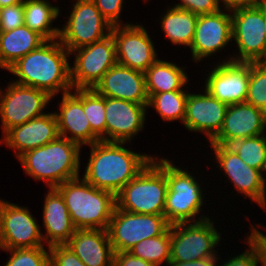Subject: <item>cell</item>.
<instances>
[{
	"mask_svg": "<svg viewBox=\"0 0 266 266\" xmlns=\"http://www.w3.org/2000/svg\"><path fill=\"white\" fill-rule=\"evenodd\" d=\"M221 257H209L187 262H170L169 266H217Z\"/></svg>",
	"mask_w": 266,
	"mask_h": 266,
	"instance_id": "obj_43",
	"label": "cell"
},
{
	"mask_svg": "<svg viewBox=\"0 0 266 266\" xmlns=\"http://www.w3.org/2000/svg\"><path fill=\"white\" fill-rule=\"evenodd\" d=\"M207 70L201 87L227 105L245 102L250 78V62H219Z\"/></svg>",
	"mask_w": 266,
	"mask_h": 266,
	"instance_id": "obj_16",
	"label": "cell"
},
{
	"mask_svg": "<svg viewBox=\"0 0 266 266\" xmlns=\"http://www.w3.org/2000/svg\"><path fill=\"white\" fill-rule=\"evenodd\" d=\"M60 9L49 0H25L24 24L46 41L58 39L60 28L53 27L52 22L60 17Z\"/></svg>",
	"mask_w": 266,
	"mask_h": 266,
	"instance_id": "obj_28",
	"label": "cell"
},
{
	"mask_svg": "<svg viewBox=\"0 0 266 266\" xmlns=\"http://www.w3.org/2000/svg\"><path fill=\"white\" fill-rule=\"evenodd\" d=\"M245 102L266 113V61L250 62V78Z\"/></svg>",
	"mask_w": 266,
	"mask_h": 266,
	"instance_id": "obj_34",
	"label": "cell"
},
{
	"mask_svg": "<svg viewBox=\"0 0 266 266\" xmlns=\"http://www.w3.org/2000/svg\"><path fill=\"white\" fill-rule=\"evenodd\" d=\"M83 109L90 122L91 131L100 141H105V97L93 88L83 89Z\"/></svg>",
	"mask_w": 266,
	"mask_h": 266,
	"instance_id": "obj_33",
	"label": "cell"
},
{
	"mask_svg": "<svg viewBox=\"0 0 266 266\" xmlns=\"http://www.w3.org/2000/svg\"><path fill=\"white\" fill-rule=\"evenodd\" d=\"M36 219L29 208L0 198V249L44 246Z\"/></svg>",
	"mask_w": 266,
	"mask_h": 266,
	"instance_id": "obj_14",
	"label": "cell"
},
{
	"mask_svg": "<svg viewBox=\"0 0 266 266\" xmlns=\"http://www.w3.org/2000/svg\"><path fill=\"white\" fill-rule=\"evenodd\" d=\"M249 166L262 170L266 153V133L239 139L228 145Z\"/></svg>",
	"mask_w": 266,
	"mask_h": 266,
	"instance_id": "obj_32",
	"label": "cell"
},
{
	"mask_svg": "<svg viewBox=\"0 0 266 266\" xmlns=\"http://www.w3.org/2000/svg\"><path fill=\"white\" fill-rule=\"evenodd\" d=\"M71 55H74V63H70L73 89L94 88L103 75L117 64L116 43L112 33L100 41L71 51Z\"/></svg>",
	"mask_w": 266,
	"mask_h": 266,
	"instance_id": "obj_10",
	"label": "cell"
},
{
	"mask_svg": "<svg viewBox=\"0 0 266 266\" xmlns=\"http://www.w3.org/2000/svg\"><path fill=\"white\" fill-rule=\"evenodd\" d=\"M170 226L164 215L135 214L115 207L107 232L115 253L129 252L135 244L164 234Z\"/></svg>",
	"mask_w": 266,
	"mask_h": 266,
	"instance_id": "obj_11",
	"label": "cell"
},
{
	"mask_svg": "<svg viewBox=\"0 0 266 266\" xmlns=\"http://www.w3.org/2000/svg\"><path fill=\"white\" fill-rule=\"evenodd\" d=\"M173 7L190 11L197 16L212 14L222 9L218 0H180Z\"/></svg>",
	"mask_w": 266,
	"mask_h": 266,
	"instance_id": "obj_40",
	"label": "cell"
},
{
	"mask_svg": "<svg viewBox=\"0 0 266 266\" xmlns=\"http://www.w3.org/2000/svg\"><path fill=\"white\" fill-rule=\"evenodd\" d=\"M46 40L25 24L0 32V68L7 71L20 58L39 48Z\"/></svg>",
	"mask_w": 266,
	"mask_h": 266,
	"instance_id": "obj_27",
	"label": "cell"
},
{
	"mask_svg": "<svg viewBox=\"0 0 266 266\" xmlns=\"http://www.w3.org/2000/svg\"><path fill=\"white\" fill-rule=\"evenodd\" d=\"M24 25V2L0 8V32Z\"/></svg>",
	"mask_w": 266,
	"mask_h": 266,
	"instance_id": "obj_37",
	"label": "cell"
},
{
	"mask_svg": "<svg viewBox=\"0 0 266 266\" xmlns=\"http://www.w3.org/2000/svg\"><path fill=\"white\" fill-rule=\"evenodd\" d=\"M232 42L231 10L221 9L212 14L199 15L195 35L189 49L192 60L200 63L222 52ZM222 50V51H221Z\"/></svg>",
	"mask_w": 266,
	"mask_h": 266,
	"instance_id": "obj_17",
	"label": "cell"
},
{
	"mask_svg": "<svg viewBox=\"0 0 266 266\" xmlns=\"http://www.w3.org/2000/svg\"><path fill=\"white\" fill-rule=\"evenodd\" d=\"M250 234H248L258 245V255L260 259V266H266V234L258 230L255 224L250 223Z\"/></svg>",
	"mask_w": 266,
	"mask_h": 266,
	"instance_id": "obj_42",
	"label": "cell"
},
{
	"mask_svg": "<svg viewBox=\"0 0 266 266\" xmlns=\"http://www.w3.org/2000/svg\"><path fill=\"white\" fill-rule=\"evenodd\" d=\"M161 19L162 31L167 39L175 46H185L190 48L194 35L195 25L198 16L194 13L179 9L170 5Z\"/></svg>",
	"mask_w": 266,
	"mask_h": 266,
	"instance_id": "obj_29",
	"label": "cell"
},
{
	"mask_svg": "<svg viewBox=\"0 0 266 266\" xmlns=\"http://www.w3.org/2000/svg\"><path fill=\"white\" fill-rule=\"evenodd\" d=\"M95 6L99 9L102 16L112 25H126L131 22H123L121 15L123 11V4L125 0H92ZM123 22V23H122Z\"/></svg>",
	"mask_w": 266,
	"mask_h": 266,
	"instance_id": "obj_38",
	"label": "cell"
},
{
	"mask_svg": "<svg viewBox=\"0 0 266 266\" xmlns=\"http://www.w3.org/2000/svg\"><path fill=\"white\" fill-rule=\"evenodd\" d=\"M128 142L98 141L88 145L89 159L82 177L94 187L115 196L153 159L126 148Z\"/></svg>",
	"mask_w": 266,
	"mask_h": 266,
	"instance_id": "obj_2",
	"label": "cell"
},
{
	"mask_svg": "<svg viewBox=\"0 0 266 266\" xmlns=\"http://www.w3.org/2000/svg\"><path fill=\"white\" fill-rule=\"evenodd\" d=\"M167 190L166 158L155 154L116 195V207L135 214L164 215Z\"/></svg>",
	"mask_w": 266,
	"mask_h": 266,
	"instance_id": "obj_5",
	"label": "cell"
},
{
	"mask_svg": "<svg viewBox=\"0 0 266 266\" xmlns=\"http://www.w3.org/2000/svg\"><path fill=\"white\" fill-rule=\"evenodd\" d=\"M66 245L86 266H113L114 250L107 230L76 229Z\"/></svg>",
	"mask_w": 266,
	"mask_h": 266,
	"instance_id": "obj_25",
	"label": "cell"
},
{
	"mask_svg": "<svg viewBox=\"0 0 266 266\" xmlns=\"http://www.w3.org/2000/svg\"><path fill=\"white\" fill-rule=\"evenodd\" d=\"M262 176L264 178V180L266 181V153H265V158H264V163L262 166V170H261Z\"/></svg>",
	"mask_w": 266,
	"mask_h": 266,
	"instance_id": "obj_46",
	"label": "cell"
},
{
	"mask_svg": "<svg viewBox=\"0 0 266 266\" xmlns=\"http://www.w3.org/2000/svg\"><path fill=\"white\" fill-rule=\"evenodd\" d=\"M113 266H156L139 257L132 255L130 252H118L114 254Z\"/></svg>",
	"mask_w": 266,
	"mask_h": 266,
	"instance_id": "obj_41",
	"label": "cell"
},
{
	"mask_svg": "<svg viewBox=\"0 0 266 266\" xmlns=\"http://www.w3.org/2000/svg\"><path fill=\"white\" fill-rule=\"evenodd\" d=\"M243 241L249 246L248 249H245L244 252L241 251L238 255L231 254L232 257L225 259L226 261L218 260L217 266H260L257 243L248 234Z\"/></svg>",
	"mask_w": 266,
	"mask_h": 266,
	"instance_id": "obj_36",
	"label": "cell"
},
{
	"mask_svg": "<svg viewBox=\"0 0 266 266\" xmlns=\"http://www.w3.org/2000/svg\"><path fill=\"white\" fill-rule=\"evenodd\" d=\"M266 113L253 105L242 102L228 105L223 126L209 144L229 145L232 142L264 134Z\"/></svg>",
	"mask_w": 266,
	"mask_h": 266,
	"instance_id": "obj_22",
	"label": "cell"
},
{
	"mask_svg": "<svg viewBox=\"0 0 266 266\" xmlns=\"http://www.w3.org/2000/svg\"><path fill=\"white\" fill-rule=\"evenodd\" d=\"M25 0H0V8L5 6H12L18 3H22Z\"/></svg>",
	"mask_w": 266,
	"mask_h": 266,
	"instance_id": "obj_45",
	"label": "cell"
},
{
	"mask_svg": "<svg viewBox=\"0 0 266 266\" xmlns=\"http://www.w3.org/2000/svg\"><path fill=\"white\" fill-rule=\"evenodd\" d=\"M148 104L105 97V142H132L144 131Z\"/></svg>",
	"mask_w": 266,
	"mask_h": 266,
	"instance_id": "obj_18",
	"label": "cell"
},
{
	"mask_svg": "<svg viewBox=\"0 0 266 266\" xmlns=\"http://www.w3.org/2000/svg\"><path fill=\"white\" fill-rule=\"evenodd\" d=\"M93 89L104 97L138 104L149 101L144 73L119 64L111 67Z\"/></svg>",
	"mask_w": 266,
	"mask_h": 266,
	"instance_id": "obj_23",
	"label": "cell"
},
{
	"mask_svg": "<svg viewBox=\"0 0 266 266\" xmlns=\"http://www.w3.org/2000/svg\"><path fill=\"white\" fill-rule=\"evenodd\" d=\"M161 60L158 58L145 72V83L148 97L153 94L171 92V91H188L189 76L187 75L186 65ZM185 69V70H184ZM187 86V87H186ZM185 88V89H184Z\"/></svg>",
	"mask_w": 266,
	"mask_h": 266,
	"instance_id": "obj_26",
	"label": "cell"
},
{
	"mask_svg": "<svg viewBox=\"0 0 266 266\" xmlns=\"http://www.w3.org/2000/svg\"><path fill=\"white\" fill-rule=\"evenodd\" d=\"M228 105L210 95L204 88L201 92L188 93L184 127L189 132L205 134L210 143L220 132Z\"/></svg>",
	"mask_w": 266,
	"mask_h": 266,
	"instance_id": "obj_19",
	"label": "cell"
},
{
	"mask_svg": "<svg viewBox=\"0 0 266 266\" xmlns=\"http://www.w3.org/2000/svg\"><path fill=\"white\" fill-rule=\"evenodd\" d=\"M72 10L60 28L59 41L69 51L93 44L111 34L112 25L92 0H73Z\"/></svg>",
	"mask_w": 266,
	"mask_h": 266,
	"instance_id": "obj_9",
	"label": "cell"
},
{
	"mask_svg": "<svg viewBox=\"0 0 266 266\" xmlns=\"http://www.w3.org/2000/svg\"><path fill=\"white\" fill-rule=\"evenodd\" d=\"M82 149L79 144L58 136L44 146L23 153L18 161L27 176L35 181L43 180L48 188H56L81 176Z\"/></svg>",
	"mask_w": 266,
	"mask_h": 266,
	"instance_id": "obj_3",
	"label": "cell"
},
{
	"mask_svg": "<svg viewBox=\"0 0 266 266\" xmlns=\"http://www.w3.org/2000/svg\"><path fill=\"white\" fill-rule=\"evenodd\" d=\"M215 157V166L224 171L226 182L232 183L236 194L248 197L250 202H256L259 207L266 198V181L260 170L249 167L228 145L210 144Z\"/></svg>",
	"mask_w": 266,
	"mask_h": 266,
	"instance_id": "obj_13",
	"label": "cell"
},
{
	"mask_svg": "<svg viewBox=\"0 0 266 266\" xmlns=\"http://www.w3.org/2000/svg\"><path fill=\"white\" fill-rule=\"evenodd\" d=\"M49 253L50 266H86L66 244L50 246Z\"/></svg>",
	"mask_w": 266,
	"mask_h": 266,
	"instance_id": "obj_39",
	"label": "cell"
},
{
	"mask_svg": "<svg viewBox=\"0 0 266 266\" xmlns=\"http://www.w3.org/2000/svg\"><path fill=\"white\" fill-rule=\"evenodd\" d=\"M260 208H262V209H264V211L266 210V198H265V201H264V203L262 204V206L260 207ZM263 224H258V225H256V227H259V228H264L265 230H266V225L264 226H262ZM263 234H266L265 232L263 233Z\"/></svg>",
	"mask_w": 266,
	"mask_h": 266,
	"instance_id": "obj_47",
	"label": "cell"
},
{
	"mask_svg": "<svg viewBox=\"0 0 266 266\" xmlns=\"http://www.w3.org/2000/svg\"><path fill=\"white\" fill-rule=\"evenodd\" d=\"M44 196L42 232L44 244L47 247L66 244L75 233L76 228L72 223L64 198L56 188H49ZM45 233V234H44Z\"/></svg>",
	"mask_w": 266,
	"mask_h": 266,
	"instance_id": "obj_24",
	"label": "cell"
},
{
	"mask_svg": "<svg viewBox=\"0 0 266 266\" xmlns=\"http://www.w3.org/2000/svg\"><path fill=\"white\" fill-rule=\"evenodd\" d=\"M189 91H171L153 94L148 101L152 108L166 122L180 120L183 124L186 114V101Z\"/></svg>",
	"mask_w": 266,
	"mask_h": 266,
	"instance_id": "obj_30",
	"label": "cell"
},
{
	"mask_svg": "<svg viewBox=\"0 0 266 266\" xmlns=\"http://www.w3.org/2000/svg\"><path fill=\"white\" fill-rule=\"evenodd\" d=\"M215 223L216 221L208 218L199 222L172 224L170 262L221 256L217 255V248L221 247L222 234L217 230Z\"/></svg>",
	"mask_w": 266,
	"mask_h": 266,
	"instance_id": "obj_8",
	"label": "cell"
},
{
	"mask_svg": "<svg viewBox=\"0 0 266 266\" xmlns=\"http://www.w3.org/2000/svg\"><path fill=\"white\" fill-rule=\"evenodd\" d=\"M70 57V52L59 39L49 40L20 58L7 71L18 78L13 82L43 90L54 100L59 93L73 90Z\"/></svg>",
	"mask_w": 266,
	"mask_h": 266,
	"instance_id": "obj_1",
	"label": "cell"
},
{
	"mask_svg": "<svg viewBox=\"0 0 266 266\" xmlns=\"http://www.w3.org/2000/svg\"><path fill=\"white\" fill-rule=\"evenodd\" d=\"M171 248V226L162 235L148 238L135 244L130 253L156 266H169Z\"/></svg>",
	"mask_w": 266,
	"mask_h": 266,
	"instance_id": "obj_31",
	"label": "cell"
},
{
	"mask_svg": "<svg viewBox=\"0 0 266 266\" xmlns=\"http://www.w3.org/2000/svg\"><path fill=\"white\" fill-rule=\"evenodd\" d=\"M167 158L166 181L168 190L164 208L165 218L171 225L199 222L210 218L202 210L203 205H206V202H204L206 193L201 188L203 184L201 180L199 182L197 176H194V172L191 173L186 168L183 169V166L180 168Z\"/></svg>",
	"mask_w": 266,
	"mask_h": 266,
	"instance_id": "obj_6",
	"label": "cell"
},
{
	"mask_svg": "<svg viewBox=\"0 0 266 266\" xmlns=\"http://www.w3.org/2000/svg\"><path fill=\"white\" fill-rule=\"evenodd\" d=\"M56 189L63 196L76 229L107 230L116 207L114 194L94 187L81 176Z\"/></svg>",
	"mask_w": 266,
	"mask_h": 266,
	"instance_id": "obj_4",
	"label": "cell"
},
{
	"mask_svg": "<svg viewBox=\"0 0 266 266\" xmlns=\"http://www.w3.org/2000/svg\"><path fill=\"white\" fill-rule=\"evenodd\" d=\"M231 18L232 41L238 52L220 62L266 61V1L233 9Z\"/></svg>",
	"mask_w": 266,
	"mask_h": 266,
	"instance_id": "obj_7",
	"label": "cell"
},
{
	"mask_svg": "<svg viewBox=\"0 0 266 266\" xmlns=\"http://www.w3.org/2000/svg\"><path fill=\"white\" fill-rule=\"evenodd\" d=\"M58 136L55 113L48 112L10 129L0 139V145L4 144L7 148H11L10 150H14L18 159L23 153L44 146Z\"/></svg>",
	"mask_w": 266,
	"mask_h": 266,
	"instance_id": "obj_21",
	"label": "cell"
},
{
	"mask_svg": "<svg viewBox=\"0 0 266 266\" xmlns=\"http://www.w3.org/2000/svg\"><path fill=\"white\" fill-rule=\"evenodd\" d=\"M0 250L10 254V258L4 266H50L49 247Z\"/></svg>",
	"mask_w": 266,
	"mask_h": 266,
	"instance_id": "obj_35",
	"label": "cell"
},
{
	"mask_svg": "<svg viewBox=\"0 0 266 266\" xmlns=\"http://www.w3.org/2000/svg\"><path fill=\"white\" fill-rule=\"evenodd\" d=\"M58 102L59 111H54L59 136L79 144L81 147L94 144L100 139L91 131L90 122L83 109V89H73L62 94Z\"/></svg>",
	"mask_w": 266,
	"mask_h": 266,
	"instance_id": "obj_20",
	"label": "cell"
},
{
	"mask_svg": "<svg viewBox=\"0 0 266 266\" xmlns=\"http://www.w3.org/2000/svg\"><path fill=\"white\" fill-rule=\"evenodd\" d=\"M117 64L145 72L157 59L155 43L142 24L112 26Z\"/></svg>",
	"mask_w": 266,
	"mask_h": 266,
	"instance_id": "obj_15",
	"label": "cell"
},
{
	"mask_svg": "<svg viewBox=\"0 0 266 266\" xmlns=\"http://www.w3.org/2000/svg\"><path fill=\"white\" fill-rule=\"evenodd\" d=\"M5 89H0V125L3 136L13 127L44 115L49 102H52V97L45 91L13 81Z\"/></svg>",
	"mask_w": 266,
	"mask_h": 266,
	"instance_id": "obj_12",
	"label": "cell"
},
{
	"mask_svg": "<svg viewBox=\"0 0 266 266\" xmlns=\"http://www.w3.org/2000/svg\"><path fill=\"white\" fill-rule=\"evenodd\" d=\"M219 4L223 9L233 10L239 7L253 5L258 3L257 0H218Z\"/></svg>",
	"mask_w": 266,
	"mask_h": 266,
	"instance_id": "obj_44",
	"label": "cell"
}]
</instances>
